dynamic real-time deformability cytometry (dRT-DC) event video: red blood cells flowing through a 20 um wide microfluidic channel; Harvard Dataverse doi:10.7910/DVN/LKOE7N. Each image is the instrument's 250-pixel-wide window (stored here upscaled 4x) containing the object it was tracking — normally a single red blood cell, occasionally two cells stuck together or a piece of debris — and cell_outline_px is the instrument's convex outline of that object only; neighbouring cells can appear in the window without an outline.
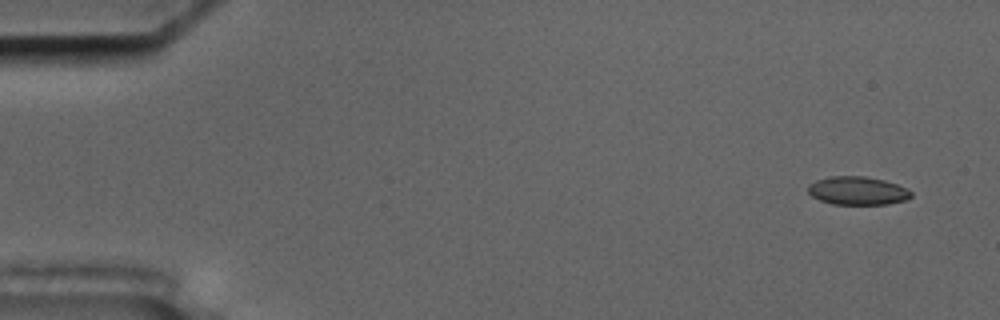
{"species": "common noctule bat (a hibernating species)", "species_latin": "Nyctalus noctula", "temperature_condition": "cold", "stored_images_in_passage": 47, "camera_frame_rate_fps": 3000, "um_per_image_px": 0.085, "animal": {"sex": "male", "body_mass_g": 17.5, "forearm_length_mm": 52.3}, "frame": {"image": 1, "passage_image": 4, "time_ms": 1.0, "image_size_px": [1000, 320], "cell_outline_px": [[912, 196], [908, 200], [888, 204], [832, 204], [820, 200], [812, 196], [808, 192], [808, 184], [816, 180], [828, 176], [864, 176], [884, 180], [908, 188], [912, 192]], "centroid_in_image_um": [72.91, 16.21], "position_along_channel_um": 12.1, "area_um2": 17.17}}
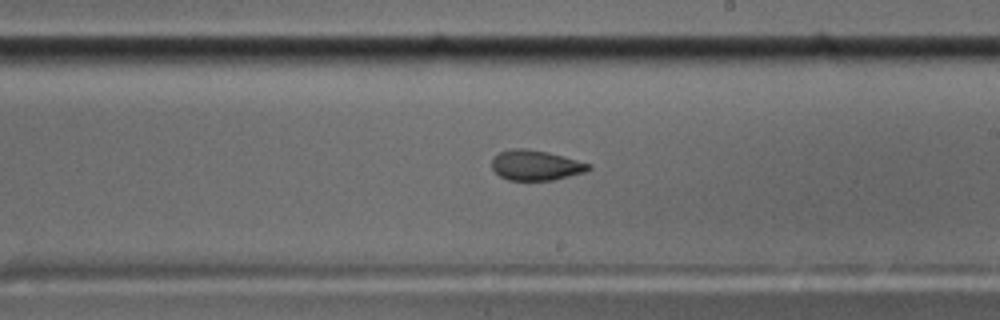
{"frame": {"image": 2, "passage_image": 34, "time_ms": 11.0, "image_size_px": [1000, 320], "cell_outline_px": [[592, 168], [584, 172], [552, 180], [508, 180], [500, 176], [492, 168], [492, 160], [500, 152], [512, 148], [528, 148], [548, 152], [592, 164]], "centroid_in_image_um": [45.55, 14.04], "position_along_channel_um": 243.5, "area_um2": 16.94}}
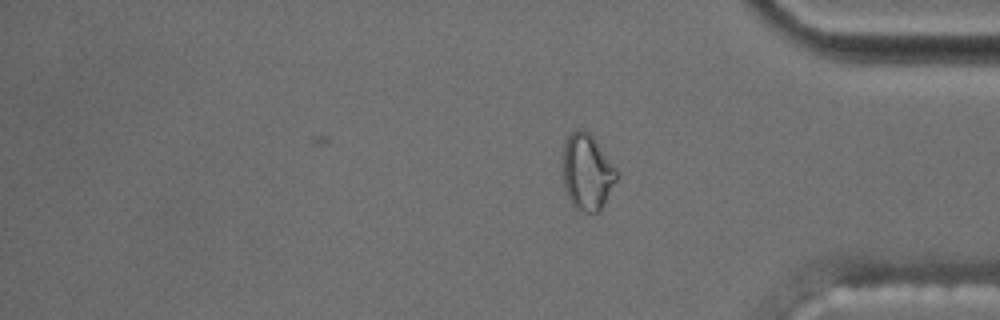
{"frame": {"image": 3, "passage_image": 47, "time_ms": 15.333, "image_size_px": [1000, 320], "cell_outline_px": [[620, 176], [600, 212], [584, 212], [576, 208], [572, 204], [564, 188], [560, 164], [564, 140], [568, 132], [576, 128], [580, 128], [588, 132], [592, 136], [620, 172]], "centroid_in_image_um": [49.88, 14.59], "position_along_channel_um": 385.3, "area_um2": 24.97}, "authors_computed_cell_mechanics": {"area_um2": 17.2822, "velocity_mm_per_s": 3.5539, "shape_relaxation_time_tau1_ms": null, "shape_relaxation_time_tau2_ms": 2.2976, "deformation_change_tau1": null, "deformation_change_tau2": 0.0655}}